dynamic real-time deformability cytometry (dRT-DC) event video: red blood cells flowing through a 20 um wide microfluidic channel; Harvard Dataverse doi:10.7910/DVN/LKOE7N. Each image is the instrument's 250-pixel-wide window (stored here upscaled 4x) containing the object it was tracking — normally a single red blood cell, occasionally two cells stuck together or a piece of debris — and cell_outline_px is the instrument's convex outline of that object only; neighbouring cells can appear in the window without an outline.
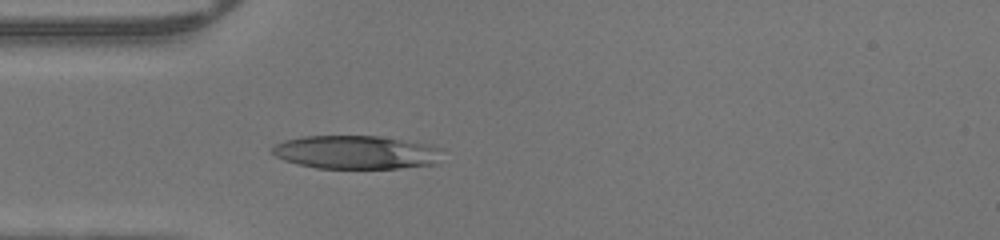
{"species": "human", "species_latin": "Homo sapiens", "temperature_condition": "warm", "stored_images_in_passage": 34, "camera_frame_rate_fps": 3000, "um_per_image_px": 0.085, "donor": {"sex": "male"}, "frame": {"image": 1, "passage_image": 1, "time_ms": 0.0, "image_size_px": [1000, 240], "cell_outline_px": [[444, 148], [436, 164], [400, 168], [316, 168], [296, 164], [284, 160], [276, 156], [272, 152], [272, 148], [276, 144], [284, 140], [304, 136], [380, 136], [432, 144]], "centroid_in_image_um": [30.32, 12.94], "position_along_channel_um": 54.7, "area_um2": 33.47}}
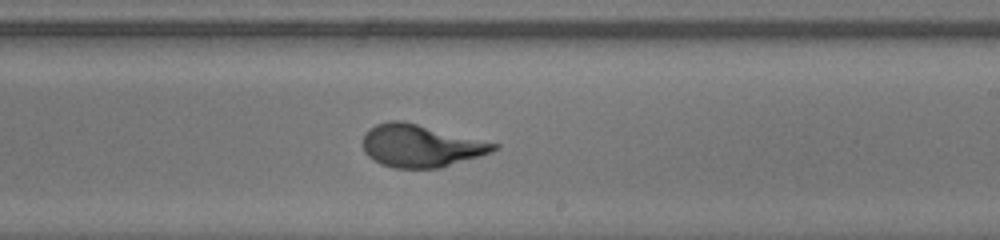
{"frame": {"image": 2, "passage_image": 15, "time_ms": 4.667, "image_size_px": [1000, 240], "cell_outline_px": [[500, 148], [492, 152], [440, 168], [392, 168], [380, 164], [372, 160], [364, 152], [364, 136], [368, 128], [376, 124], [388, 120], [400, 120], [500, 144]], "centroid_in_image_um": [35.75, 12.4], "position_along_channel_um": 253.3, "area_um2": 32.37}}
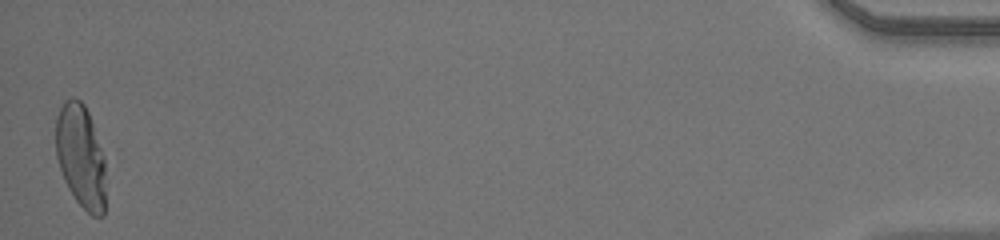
{"frame": {"image": 3, "passage_image": 34, "time_ms": 11.0, "image_size_px": [1000, 240], "cell_outline_px": [[104, 216], [92, 216], [76, 200], [68, 188], [64, 180], [56, 156], [56, 116], [64, 100], [72, 96], [80, 100], [84, 104], [88, 112], [104, 156]], "centroid_in_image_um": [6.84, 13.25], "position_along_channel_um": 428.4, "area_um2": 29.88}}